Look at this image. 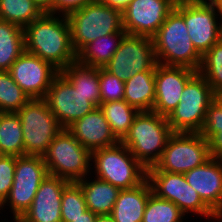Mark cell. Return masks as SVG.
<instances>
[{"instance_id": "1", "label": "cell", "mask_w": 222, "mask_h": 222, "mask_svg": "<svg viewBox=\"0 0 222 222\" xmlns=\"http://www.w3.org/2000/svg\"><path fill=\"white\" fill-rule=\"evenodd\" d=\"M167 120L172 132L222 133V100L197 71Z\"/></svg>"}, {"instance_id": "2", "label": "cell", "mask_w": 222, "mask_h": 222, "mask_svg": "<svg viewBox=\"0 0 222 222\" xmlns=\"http://www.w3.org/2000/svg\"><path fill=\"white\" fill-rule=\"evenodd\" d=\"M25 51L59 71L77 61L66 16L44 13L24 28Z\"/></svg>"}, {"instance_id": "3", "label": "cell", "mask_w": 222, "mask_h": 222, "mask_svg": "<svg viewBox=\"0 0 222 222\" xmlns=\"http://www.w3.org/2000/svg\"><path fill=\"white\" fill-rule=\"evenodd\" d=\"M222 147V133L173 132L159 161L147 171L184 174L208 161Z\"/></svg>"}, {"instance_id": "4", "label": "cell", "mask_w": 222, "mask_h": 222, "mask_svg": "<svg viewBox=\"0 0 222 222\" xmlns=\"http://www.w3.org/2000/svg\"><path fill=\"white\" fill-rule=\"evenodd\" d=\"M152 39L157 63L199 70L202 56L188 35L184 22V0H177L174 9Z\"/></svg>"}, {"instance_id": "5", "label": "cell", "mask_w": 222, "mask_h": 222, "mask_svg": "<svg viewBox=\"0 0 222 222\" xmlns=\"http://www.w3.org/2000/svg\"><path fill=\"white\" fill-rule=\"evenodd\" d=\"M172 133L167 117L154 111H141L120 142L147 170L159 161Z\"/></svg>"}, {"instance_id": "6", "label": "cell", "mask_w": 222, "mask_h": 222, "mask_svg": "<svg viewBox=\"0 0 222 222\" xmlns=\"http://www.w3.org/2000/svg\"><path fill=\"white\" fill-rule=\"evenodd\" d=\"M91 175L120 190L140 185L147 178L146 168L121 142L92 151Z\"/></svg>"}, {"instance_id": "7", "label": "cell", "mask_w": 222, "mask_h": 222, "mask_svg": "<svg viewBox=\"0 0 222 222\" xmlns=\"http://www.w3.org/2000/svg\"><path fill=\"white\" fill-rule=\"evenodd\" d=\"M48 175L43 156H16L13 185L0 205L1 220H18L31 206L40 183Z\"/></svg>"}, {"instance_id": "8", "label": "cell", "mask_w": 222, "mask_h": 222, "mask_svg": "<svg viewBox=\"0 0 222 222\" xmlns=\"http://www.w3.org/2000/svg\"><path fill=\"white\" fill-rule=\"evenodd\" d=\"M66 18L76 54L99 37L125 31L122 11L98 2L87 4Z\"/></svg>"}, {"instance_id": "9", "label": "cell", "mask_w": 222, "mask_h": 222, "mask_svg": "<svg viewBox=\"0 0 222 222\" xmlns=\"http://www.w3.org/2000/svg\"><path fill=\"white\" fill-rule=\"evenodd\" d=\"M50 175L78 182L91 174L92 152L63 128L43 155Z\"/></svg>"}, {"instance_id": "10", "label": "cell", "mask_w": 222, "mask_h": 222, "mask_svg": "<svg viewBox=\"0 0 222 222\" xmlns=\"http://www.w3.org/2000/svg\"><path fill=\"white\" fill-rule=\"evenodd\" d=\"M16 113L22 125L24 156H43L63 127L43 98L30 99Z\"/></svg>"}, {"instance_id": "11", "label": "cell", "mask_w": 222, "mask_h": 222, "mask_svg": "<svg viewBox=\"0 0 222 222\" xmlns=\"http://www.w3.org/2000/svg\"><path fill=\"white\" fill-rule=\"evenodd\" d=\"M147 179L157 197L173 202L186 216L195 217L201 222H209L213 211L187 183L184 174L147 171Z\"/></svg>"}, {"instance_id": "12", "label": "cell", "mask_w": 222, "mask_h": 222, "mask_svg": "<svg viewBox=\"0 0 222 222\" xmlns=\"http://www.w3.org/2000/svg\"><path fill=\"white\" fill-rule=\"evenodd\" d=\"M151 37L125 34L111 60L103 67L124 82L137 73L156 70Z\"/></svg>"}, {"instance_id": "13", "label": "cell", "mask_w": 222, "mask_h": 222, "mask_svg": "<svg viewBox=\"0 0 222 222\" xmlns=\"http://www.w3.org/2000/svg\"><path fill=\"white\" fill-rule=\"evenodd\" d=\"M43 99L63 128L96 108L61 72L55 76Z\"/></svg>"}, {"instance_id": "14", "label": "cell", "mask_w": 222, "mask_h": 222, "mask_svg": "<svg viewBox=\"0 0 222 222\" xmlns=\"http://www.w3.org/2000/svg\"><path fill=\"white\" fill-rule=\"evenodd\" d=\"M184 22L192 44L201 56L222 39V22L216 5L184 0Z\"/></svg>"}, {"instance_id": "15", "label": "cell", "mask_w": 222, "mask_h": 222, "mask_svg": "<svg viewBox=\"0 0 222 222\" xmlns=\"http://www.w3.org/2000/svg\"><path fill=\"white\" fill-rule=\"evenodd\" d=\"M8 72L30 99H42L60 71L51 63L24 51Z\"/></svg>"}, {"instance_id": "16", "label": "cell", "mask_w": 222, "mask_h": 222, "mask_svg": "<svg viewBox=\"0 0 222 222\" xmlns=\"http://www.w3.org/2000/svg\"><path fill=\"white\" fill-rule=\"evenodd\" d=\"M177 0H131L122 11L126 34L153 37Z\"/></svg>"}, {"instance_id": "17", "label": "cell", "mask_w": 222, "mask_h": 222, "mask_svg": "<svg viewBox=\"0 0 222 222\" xmlns=\"http://www.w3.org/2000/svg\"><path fill=\"white\" fill-rule=\"evenodd\" d=\"M196 70L186 67L165 66L156 64L154 112L168 117L181 100L187 81Z\"/></svg>"}, {"instance_id": "18", "label": "cell", "mask_w": 222, "mask_h": 222, "mask_svg": "<svg viewBox=\"0 0 222 222\" xmlns=\"http://www.w3.org/2000/svg\"><path fill=\"white\" fill-rule=\"evenodd\" d=\"M69 181L48 175L41 183L31 206L19 222H62L61 196Z\"/></svg>"}, {"instance_id": "19", "label": "cell", "mask_w": 222, "mask_h": 222, "mask_svg": "<svg viewBox=\"0 0 222 222\" xmlns=\"http://www.w3.org/2000/svg\"><path fill=\"white\" fill-rule=\"evenodd\" d=\"M184 176L213 212L222 208V147L208 161Z\"/></svg>"}, {"instance_id": "20", "label": "cell", "mask_w": 222, "mask_h": 222, "mask_svg": "<svg viewBox=\"0 0 222 222\" xmlns=\"http://www.w3.org/2000/svg\"><path fill=\"white\" fill-rule=\"evenodd\" d=\"M66 129L91 152L120 142L113 134L100 107H96L84 117L74 121Z\"/></svg>"}, {"instance_id": "21", "label": "cell", "mask_w": 222, "mask_h": 222, "mask_svg": "<svg viewBox=\"0 0 222 222\" xmlns=\"http://www.w3.org/2000/svg\"><path fill=\"white\" fill-rule=\"evenodd\" d=\"M151 185L146 178L140 185L121 190L110 216L115 222H142Z\"/></svg>"}, {"instance_id": "22", "label": "cell", "mask_w": 222, "mask_h": 222, "mask_svg": "<svg viewBox=\"0 0 222 222\" xmlns=\"http://www.w3.org/2000/svg\"><path fill=\"white\" fill-rule=\"evenodd\" d=\"M83 191L87 209L97 215H110L120 193L112 184L89 174L77 182Z\"/></svg>"}, {"instance_id": "23", "label": "cell", "mask_w": 222, "mask_h": 222, "mask_svg": "<svg viewBox=\"0 0 222 222\" xmlns=\"http://www.w3.org/2000/svg\"><path fill=\"white\" fill-rule=\"evenodd\" d=\"M155 71H143L125 81L124 100L139 112L153 110L156 89Z\"/></svg>"}, {"instance_id": "24", "label": "cell", "mask_w": 222, "mask_h": 222, "mask_svg": "<svg viewBox=\"0 0 222 222\" xmlns=\"http://www.w3.org/2000/svg\"><path fill=\"white\" fill-rule=\"evenodd\" d=\"M75 90L87 96L95 107L100 106L99 68L85 66L78 61L60 71Z\"/></svg>"}, {"instance_id": "25", "label": "cell", "mask_w": 222, "mask_h": 222, "mask_svg": "<svg viewBox=\"0 0 222 222\" xmlns=\"http://www.w3.org/2000/svg\"><path fill=\"white\" fill-rule=\"evenodd\" d=\"M125 34V31H121L95 39L77 54V61L85 66L105 67L117 51Z\"/></svg>"}, {"instance_id": "26", "label": "cell", "mask_w": 222, "mask_h": 222, "mask_svg": "<svg viewBox=\"0 0 222 222\" xmlns=\"http://www.w3.org/2000/svg\"><path fill=\"white\" fill-rule=\"evenodd\" d=\"M24 51V28L0 19V71H9Z\"/></svg>"}, {"instance_id": "27", "label": "cell", "mask_w": 222, "mask_h": 222, "mask_svg": "<svg viewBox=\"0 0 222 222\" xmlns=\"http://www.w3.org/2000/svg\"><path fill=\"white\" fill-rule=\"evenodd\" d=\"M0 155L24 156L23 131L17 113L0 115Z\"/></svg>"}, {"instance_id": "28", "label": "cell", "mask_w": 222, "mask_h": 222, "mask_svg": "<svg viewBox=\"0 0 222 222\" xmlns=\"http://www.w3.org/2000/svg\"><path fill=\"white\" fill-rule=\"evenodd\" d=\"M99 107L113 134L121 141L128 133L139 111L130 106L125 100L101 103Z\"/></svg>"}, {"instance_id": "29", "label": "cell", "mask_w": 222, "mask_h": 222, "mask_svg": "<svg viewBox=\"0 0 222 222\" xmlns=\"http://www.w3.org/2000/svg\"><path fill=\"white\" fill-rule=\"evenodd\" d=\"M43 14L33 0H0V19L22 28Z\"/></svg>"}, {"instance_id": "30", "label": "cell", "mask_w": 222, "mask_h": 222, "mask_svg": "<svg viewBox=\"0 0 222 222\" xmlns=\"http://www.w3.org/2000/svg\"><path fill=\"white\" fill-rule=\"evenodd\" d=\"M198 72L207 80L211 90L222 100V39L202 56Z\"/></svg>"}, {"instance_id": "31", "label": "cell", "mask_w": 222, "mask_h": 222, "mask_svg": "<svg viewBox=\"0 0 222 222\" xmlns=\"http://www.w3.org/2000/svg\"><path fill=\"white\" fill-rule=\"evenodd\" d=\"M30 98L8 71H0V112L16 113Z\"/></svg>"}, {"instance_id": "32", "label": "cell", "mask_w": 222, "mask_h": 222, "mask_svg": "<svg viewBox=\"0 0 222 222\" xmlns=\"http://www.w3.org/2000/svg\"><path fill=\"white\" fill-rule=\"evenodd\" d=\"M185 216L173 202L152 193L146 203L142 222H178Z\"/></svg>"}, {"instance_id": "33", "label": "cell", "mask_w": 222, "mask_h": 222, "mask_svg": "<svg viewBox=\"0 0 222 222\" xmlns=\"http://www.w3.org/2000/svg\"><path fill=\"white\" fill-rule=\"evenodd\" d=\"M87 210V204L81 186L77 182H69L61 196L62 222H71V219L82 216Z\"/></svg>"}, {"instance_id": "34", "label": "cell", "mask_w": 222, "mask_h": 222, "mask_svg": "<svg viewBox=\"0 0 222 222\" xmlns=\"http://www.w3.org/2000/svg\"><path fill=\"white\" fill-rule=\"evenodd\" d=\"M100 103L124 100L125 82L99 68Z\"/></svg>"}, {"instance_id": "35", "label": "cell", "mask_w": 222, "mask_h": 222, "mask_svg": "<svg viewBox=\"0 0 222 222\" xmlns=\"http://www.w3.org/2000/svg\"><path fill=\"white\" fill-rule=\"evenodd\" d=\"M16 156L0 155V205L7 198L14 180Z\"/></svg>"}, {"instance_id": "36", "label": "cell", "mask_w": 222, "mask_h": 222, "mask_svg": "<svg viewBox=\"0 0 222 222\" xmlns=\"http://www.w3.org/2000/svg\"><path fill=\"white\" fill-rule=\"evenodd\" d=\"M96 0H54L53 14L67 16Z\"/></svg>"}, {"instance_id": "37", "label": "cell", "mask_w": 222, "mask_h": 222, "mask_svg": "<svg viewBox=\"0 0 222 222\" xmlns=\"http://www.w3.org/2000/svg\"><path fill=\"white\" fill-rule=\"evenodd\" d=\"M96 2L123 11L129 5L131 0H96Z\"/></svg>"}, {"instance_id": "38", "label": "cell", "mask_w": 222, "mask_h": 222, "mask_svg": "<svg viewBox=\"0 0 222 222\" xmlns=\"http://www.w3.org/2000/svg\"><path fill=\"white\" fill-rule=\"evenodd\" d=\"M33 2L39 7L43 13L53 14V2L54 0H33Z\"/></svg>"}, {"instance_id": "39", "label": "cell", "mask_w": 222, "mask_h": 222, "mask_svg": "<svg viewBox=\"0 0 222 222\" xmlns=\"http://www.w3.org/2000/svg\"><path fill=\"white\" fill-rule=\"evenodd\" d=\"M97 216V214L87 209L82 213V216L71 219V222H96Z\"/></svg>"}, {"instance_id": "40", "label": "cell", "mask_w": 222, "mask_h": 222, "mask_svg": "<svg viewBox=\"0 0 222 222\" xmlns=\"http://www.w3.org/2000/svg\"><path fill=\"white\" fill-rule=\"evenodd\" d=\"M188 1L200 5H217L221 0H188Z\"/></svg>"}, {"instance_id": "41", "label": "cell", "mask_w": 222, "mask_h": 222, "mask_svg": "<svg viewBox=\"0 0 222 222\" xmlns=\"http://www.w3.org/2000/svg\"><path fill=\"white\" fill-rule=\"evenodd\" d=\"M209 222H222V208L213 212Z\"/></svg>"}, {"instance_id": "42", "label": "cell", "mask_w": 222, "mask_h": 222, "mask_svg": "<svg viewBox=\"0 0 222 222\" xmlns=\"http://www.w3.org/2000/svg\"><path fill=\"white\" fill-rule=\"evenodd\" d=\"M96 222H115L110 215H98Z\"/></svg>"}, {"instance_id": "43", "label": "cell", "mask_w": 222, "mask_h": 222, "mask_svg": "<svg viewBox=\"0 0 222 222\" xmlns=\"http://www.w3.org/2000/svg\"><path fill=\"white\" fill-rule=\"evenodd\" d=\"M194 220H196V222L199 221V220H197V218L190 217V216H185L182 220H180L178 222H191V221L194 222ZM199 222H201V221H199Z\"/></svg>"}, {"instance_id": "44", "label": "cell", "mask_w": 222, "mask_h": 222, "mask_svg": "<svg viewBox=\"0 0 222 222\" xmlns=\"http://www.w3.org/2000/svg\"><path fill=\"white\" fill-rule=\"evenodd\" d=\"M216 6L218 8V13L222 22V0Z\"/></svg>"}, {"instance_id": "45", "label": "cell", "mask_w": 222, "mask_h": 222, "mask_svg": "<svg viewBox=\"0 0 222 222\" xmlns=\"http://www.w3.org/2000/svg\"><path fill=\"white\" fill-rule=\"evenodd\" d=\"M0 222H19L18 220H0Z\"/></svg>"}]
</instances>
